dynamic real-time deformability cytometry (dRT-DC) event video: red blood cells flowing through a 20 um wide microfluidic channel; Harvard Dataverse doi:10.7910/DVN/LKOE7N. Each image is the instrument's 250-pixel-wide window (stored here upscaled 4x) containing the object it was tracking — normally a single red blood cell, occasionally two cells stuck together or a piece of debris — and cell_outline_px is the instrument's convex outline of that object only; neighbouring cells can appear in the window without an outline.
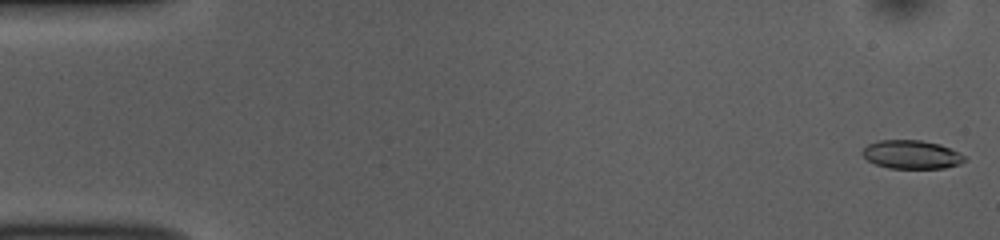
{"species": "common noctule bat (a hibernating species)", "species_latin": "Nyctalus noctula", "temperature_condition": "room temperature", "stored_images_in_passage": 10, "camera_frame_rate_fps": 3000, "um_per_image_px": 0.085, "animal": {"sex": "female", "body_mass_g": 10.0, "forearm_length_mm": 53.1}, "frame": {"image": 1, "passage_image": 1, "time_ms": 0.0, "image_size_px": [1000, 240], "cell_outline_px": [[968, 160], [960, 164], [944, 168], [888, 168], [876, 164], [868, 160], [860, 152], [868, 144], [880, 140], [920, 140], [940, 144], [964, 156]], "centroid_in_image_um": [77.47, 13.14], "position_along_channel_um": 7.5, "area_um2": 16.88}}